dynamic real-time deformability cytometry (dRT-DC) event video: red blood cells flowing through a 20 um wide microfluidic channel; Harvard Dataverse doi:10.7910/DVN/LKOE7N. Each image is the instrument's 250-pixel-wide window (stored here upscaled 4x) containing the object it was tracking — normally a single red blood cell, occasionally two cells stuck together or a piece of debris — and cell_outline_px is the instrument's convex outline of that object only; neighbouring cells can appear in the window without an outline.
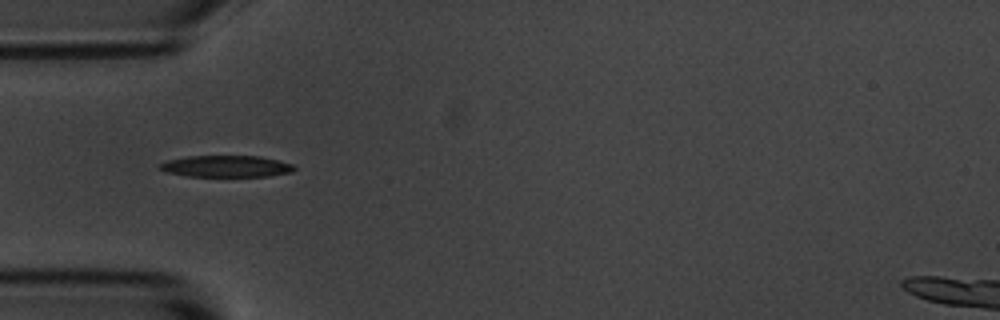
{"species": "common noctule bat (a hibernating species)", "species_latin": "Nyctalus noctula", "temperature_condition": "room temperature", "stored_images_in_passage": 39, "camera_frame_rate_fps": 3000, "um_per_image_px": 0.085, "animal": {"sex": "male", "body_mass_g": 20.1, "forearm_length_mm": 53.5}, "frame": {"image": 1, "passage_image": 1, "time_ms": 0.0, "image_size_px": [1000, 320], "cell_outline_px": [[296, 168], [292, 172], [268, 176], [184, 176], [164, 172], [156, 168], [160, 164], [168, 160], [188, 156], [260, 156], [292, 164]], "centroid_in_image_um": [19.17, 14.14], "position_along_channel_um": 65.8, "area_um2": 16.94}}
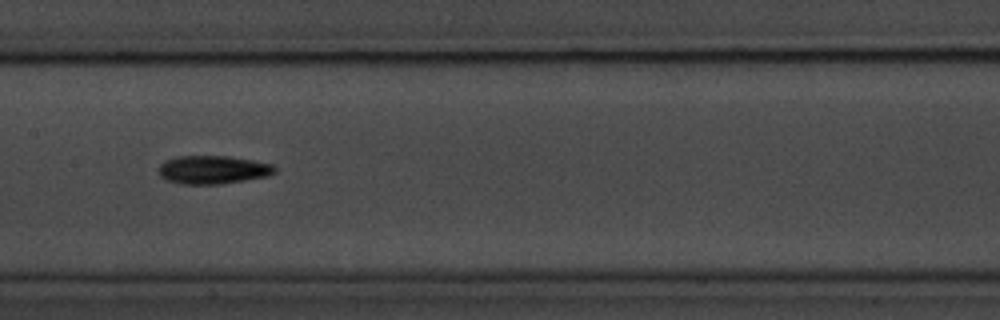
{"frame": {"image": 2, "passage_image": 11, "time_ms": 3.333, "image_size_px": [1000, 320], "cell_outline_px": [[276, 172], [268, 176], [220, 184], [180, 184], [164, 180], [156, 172], [156, 168], [164, 160], [176, 156], [228, 156], [252, 160], [272, 164], [276, 168]], "centroid_in_image_um": [18.02, 14.43], "position_along_channel_um": 189.4, "area_um2": 19.48}}
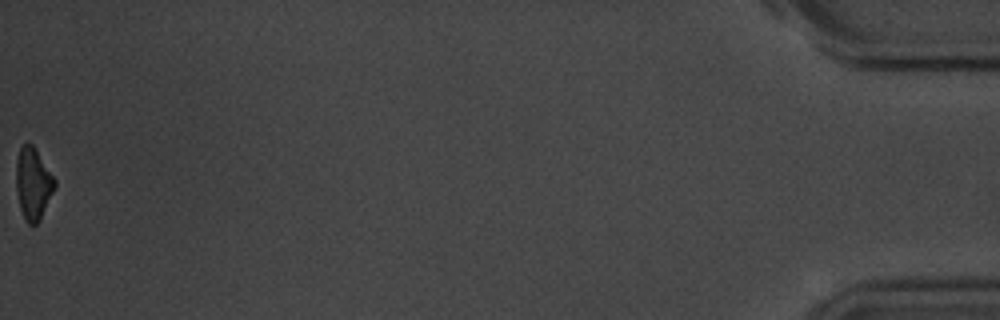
{"frame": {"image": 3, "passage_image": 39, "time_ms": 12.667, "image_size_px": [1000, 320], "cell_outline_px": [[56, 188], [40, 220], [36, 224], [28, 224], [24, 220], [20, 208], [16, 188], [16, 160], [20, 148], [24, 144], [32, 144], [56, 180]], "centroid_in_image_um": [2.82, 15.64], "position_along_channel_um": 432.4, "area_um2": 16.18}, "authors_computed_cell_mechanics": {"area_um2": 17.4556, "velocity_mm_per_s": 3.6937, "shape_relaxation_time_tau1_ms": 2.1701, "shape_relaxation_time_tau2_ms": null, "deformation_change_tau1": 0.1452, "deformation_change_tau2": null}}